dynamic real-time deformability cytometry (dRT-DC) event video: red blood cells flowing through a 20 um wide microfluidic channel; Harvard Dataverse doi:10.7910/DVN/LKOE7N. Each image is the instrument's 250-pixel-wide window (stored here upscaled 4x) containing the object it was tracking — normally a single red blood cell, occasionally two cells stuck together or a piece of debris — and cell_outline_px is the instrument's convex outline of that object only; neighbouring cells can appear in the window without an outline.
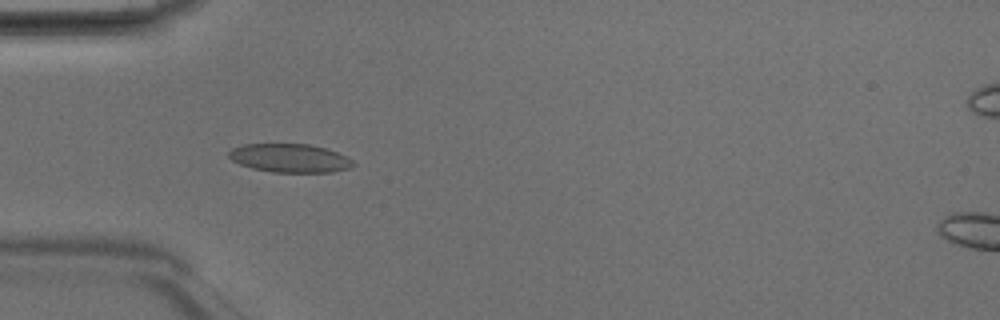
{"species": "Egyptian fruit bat (a non-hibernating species)", "species_latin": "Rousettus aegyptiacus", "temperature_condition": "room temperature", "stored_images_in_passage": 40, "camera_frame_rate_fps": 3000, "um_per_image_px": 0.085, "animal": {"sex": "male"}, "frame": {"image": 1, "passage_image": 7, "time_ms": 2.0, "image_size_px": [1000, 320], "cell_outline_px": [[356, 164], [348, 168], [332, 172], [272, 172], [252, 168], [240, 164], [232, 160], [228, 156], [228, 152], [232, 148], [244, 144], [308, 144], [324, 148], [336, 152], [352, 160]], "centroid_in_image_um": [24.6, 13.44], "position_along_channel_um": 60.4, "area_um2": 20.52}}
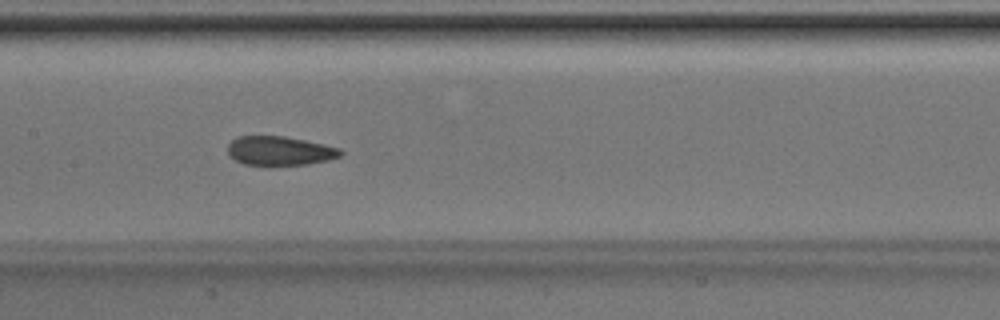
{"frame": {"image": 2, "passage_image": 16, "time_ms": 5.0, "image_size_px": [1000, 320], "cell_outline_px": [[344, 152], [340, 156], [328, 160], [308, 164], [244, 164], [228, 156], [228, 144], [236, 136], [284, 136], [324, 144], [340, 148]], "centroid_in_image_um": [23.77, 12.8], "position_along_channel_um": 183.6, "area_um2": 18.96}}
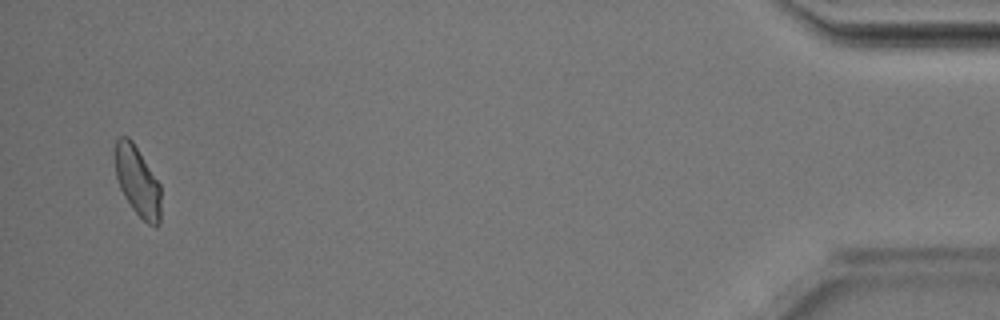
{"frame": {"image": 3, "passage_image": 39, "time_ms": 12.667, "image_size_px": [1000, 320], "cell_outline_px": [[160, 224], [156, 228], [148, 224], [132, 208], [124, 196], [120, 188], [116, 176], [112, 152], [112, 148], [116, 140], [120, 136], [128, 136], [132, 140], [160, 184]], "centroid_in_image_um": [11.65, 15.36], "position_along_channel_um": 423.6, "area_um2": 19.02}, "authors_computed_cell_mechanics": {"area_um2": 19.652, "velocity_mm_per_s": 4.1992, "shape_relaxation_time_tau1_ms": 8.8806, "shape_relaxation_time_tau2_ms": 1.9999, "deformation_change_tau1": 0.1502, "deformation_change_tau2": 0.058}}